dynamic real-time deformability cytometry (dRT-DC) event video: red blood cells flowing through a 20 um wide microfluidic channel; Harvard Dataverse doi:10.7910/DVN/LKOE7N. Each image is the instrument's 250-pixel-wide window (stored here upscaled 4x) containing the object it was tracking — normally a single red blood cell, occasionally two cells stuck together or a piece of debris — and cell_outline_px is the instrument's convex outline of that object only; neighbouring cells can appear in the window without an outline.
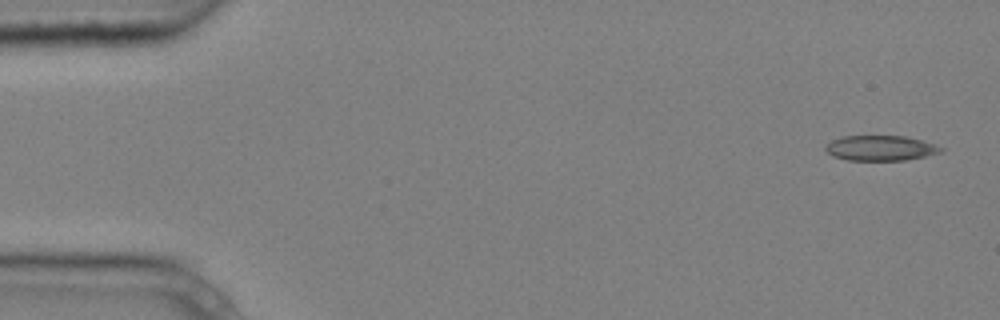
{"species": "common noctule bat (a hibernating species)", "species_latin": "Nyctalus noctula", "temperature_condition": "cold", "stored_images_in_passage": 5, "camera_frame_rate_fps": 3000, "um_per_image_px": 0.085, "animal": {"sex": "male", "body_mass_g": 20.4}, "frame": {"image": 1, "passage_image": 1, "time_ms": 0.0, "image_size_px": [1000, 320], "cell_outline_px": [[944, 152], [904, 160], [848, 160], [832, 156], [824, 148], [832, 140], [844, 136], [908, 136], [944, 148]], "centroid_in_image_um": [74.85, 12.59], "position_along_channel_um": 10.2, "area_um2": 16.76}}
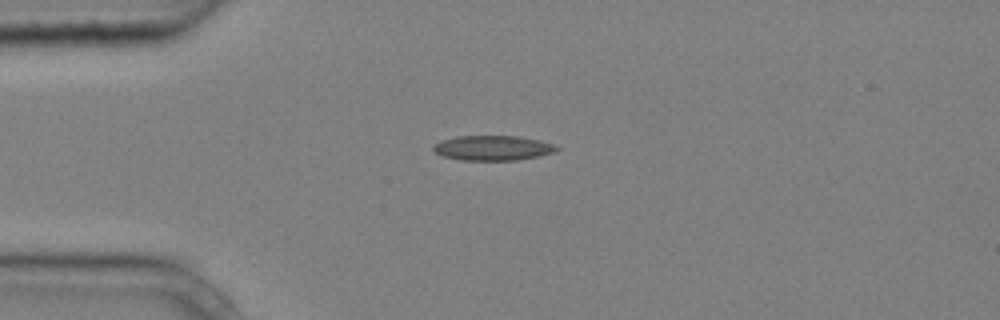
{"frame": {"image": 2, "passage_image": 4, "time_ms": 1.0, "image_size_px": [1000, 320], "cell_outline_px": [[560, 148], [556, 152], [540, 156], [516, 160], [460, 160], [444, 156], [436, 152], [432, 148], [440, 140], [456, 136], [520, 136], [540, 140], [552, 144]], "centroid_in_image_um": [41.92, 12.57], "position_along_channel_um": 43.1, "area_um2": 17.92}}